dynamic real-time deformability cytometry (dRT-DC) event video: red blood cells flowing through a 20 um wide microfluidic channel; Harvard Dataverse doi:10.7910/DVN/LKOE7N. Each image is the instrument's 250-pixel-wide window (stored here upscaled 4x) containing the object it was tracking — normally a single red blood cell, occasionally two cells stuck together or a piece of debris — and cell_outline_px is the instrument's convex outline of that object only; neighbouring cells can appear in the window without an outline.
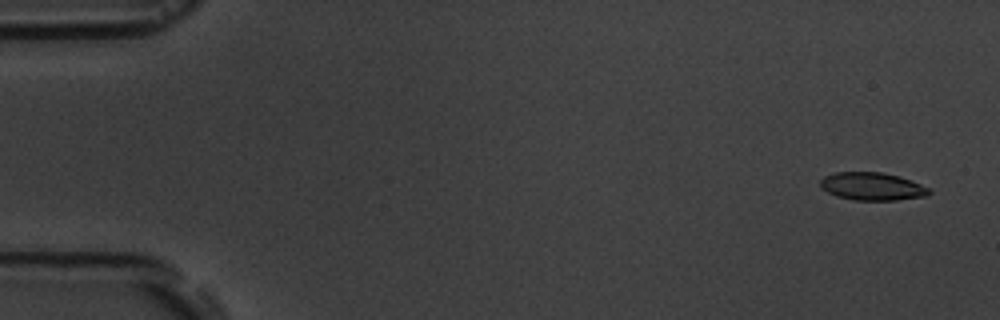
{"species": "common noctule bat (a hibernating species)", "species_latin": "Nyctalus noctula", "temperature_condition": "room temperature", "stored_images_in_passage": 4, "camera_frame_rate_fps": 3000, "um_per_image_px": 0.085, "animal": {"sex": "male", "body_mass_g": 19.5, "forearm_length_mm": 54.6}, "frame": {"image": 1, "passage_image": 1, "time_ms": 0.0, "image_size_px": [1000, 320], "cell_outline_px": [[932, 192], [928, 196], [896, 200], [852, 200], [836, 196], [820, 188], [820, 180], [824, 176], [836, 172], [880, 172], [900, 176], [920, 184], [928, 188]], "centroid_in_image_um": [74.12, 15.85], "position_along_channel_um": 10.9, "area_um2": 17.74}}